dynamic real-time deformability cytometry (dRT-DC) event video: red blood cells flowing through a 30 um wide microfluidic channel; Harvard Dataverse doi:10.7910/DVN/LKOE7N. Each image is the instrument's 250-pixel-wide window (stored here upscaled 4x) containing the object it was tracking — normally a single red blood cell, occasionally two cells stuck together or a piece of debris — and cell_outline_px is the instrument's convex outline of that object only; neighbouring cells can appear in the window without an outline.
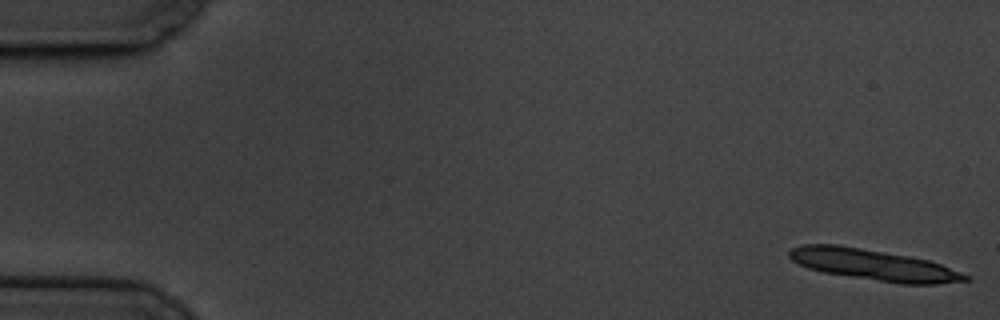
{"species": "common noctule bat (a hibernating species)", "species_latin": "Nyctalus noctula", "temperature_condition": "cold", "stored_images_in_passage": 7, "segment_of_instrument_passage": [1, 2], "camera_frame_rate_fps": 3000, "um_per_image_px": 0.085, "animal": {"sex": "male", "body_mass_g": 19.5, "forearm_length_mm": 54.6}, "frame": {"image": 1, "passage_image": 1, "time_ms": 0.0, "image_size_px": [1000, 320], "cell_outline_px": [[972, 280], [936, 284], [900, 284], [824, 272], [808, 268], [792, 260], [788, 256], [788, 252], [792, 248], [804, 244], [836, 244], [908, 256], [928, 260], [940, 264], [972, 276]], "centroid_in_image_um": [74.29, 22.52], "position_along_channel_um": 10.7, "area_um2": 31.62}}